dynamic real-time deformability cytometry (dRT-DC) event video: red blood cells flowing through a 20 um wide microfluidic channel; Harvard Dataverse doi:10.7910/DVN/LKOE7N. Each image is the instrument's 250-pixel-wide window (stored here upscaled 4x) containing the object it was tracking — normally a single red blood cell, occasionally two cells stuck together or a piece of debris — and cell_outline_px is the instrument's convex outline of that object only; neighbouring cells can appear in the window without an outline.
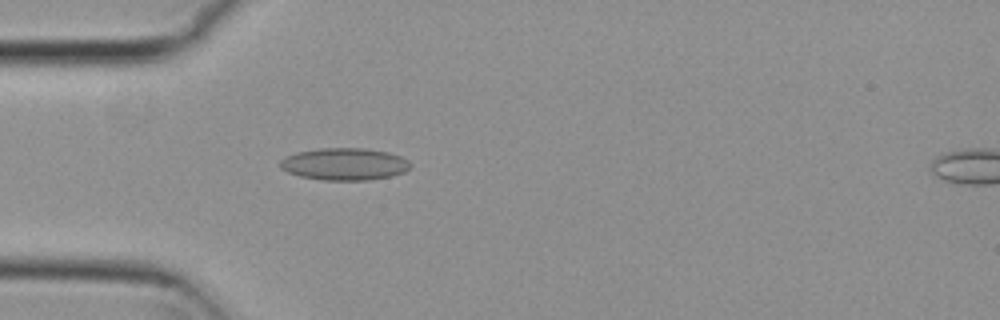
{"species": "common noctule bat (a hibernating species)", "species_latin": "Nyctalus noctula", "temperature_condition": "cold", "stored_images_in_passage": 53, "camera_frame_rate_fps": 3000, "um_per_image_px": 0.085, "animal": {"sex": "female", "body_mass_g": 29.2, "forearm_length_mm": 56.3}, "frame": {"image": 1, "passage_image": 15, "time_ms": 4.667, "image_size_px": [1000, 320], "cell_outline_px": [[412, 164], [404, 172], [388, 176], [368, 180], [324, 180], [300, 176], [288, 172], [280, 168], [280, 160], [296, 152], [320, 148], [364, 148], [388, 152], [400, 156], [408, 160]], "centroid_in_image_um": [29.27, 13.94], "position_along_channel_um": 55.7, "area_um2": 24.28}}
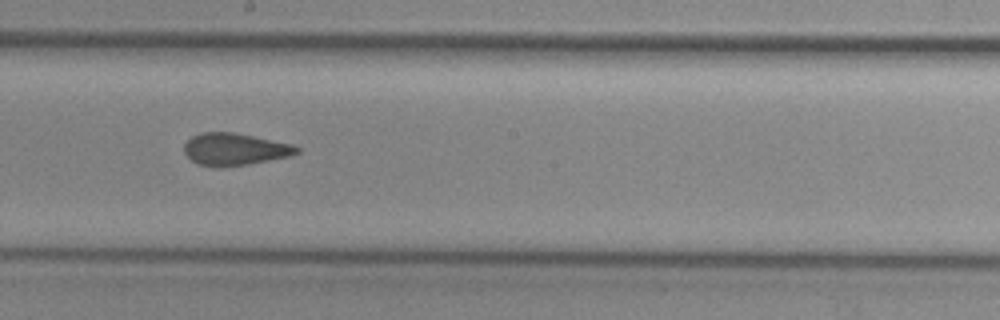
{"frame": {"image": 2, "passage_image": 29, "time_ms": 9.333, "image_size_px": [1000, 320], "cell_outline_px": [[300, 152], [292, 156], [248, 164], [196, 164], [184, 152], [184, 144], [192, 136], [200, 132], [236, 132], [292, 144], [300, 148]], "centroid_in_image_um": [20.0, 12.64], "position_along_channel_um": 228.2, "area_um2": 20.63}}
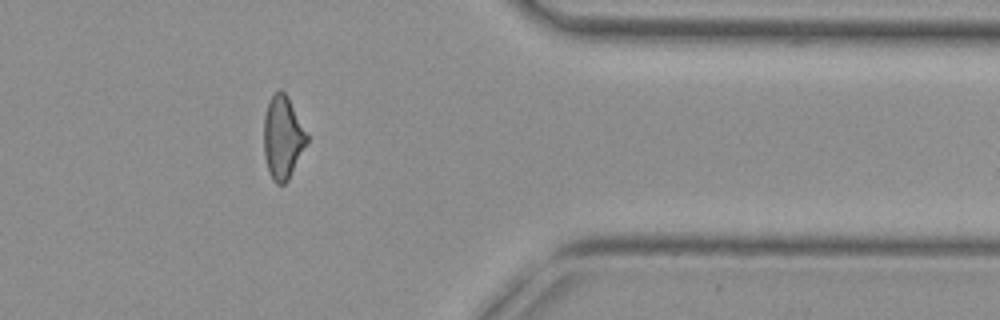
{"frame": {"image": 3, "passage_image": 43, "time_ms": 14.0, "image_size_px": [1000, 320], "cell_outline_px": [[308, 140], [288, 180], [284, 184], [276, 184], [272, 180], [264, 156], [264, 116], [268, 104], [272, 96], [280, 88], [288, 96], [308, 136]], "centroid_in_image_um": [24.02, 11.69], "position_along_channel_um": 387.4, "area_um2": 20.52}, "authors_computed_cell_mechanics": {"area_um2": 21.9062, "velocity_mm_per_s": 3.8111, "shape_relaxation_time_tau1_ms": null, "shape_relaxation_time_tau2_ms": 1.8338, "deformation_change_tau1": null, "deformation_change_tau2": 0.0993}}